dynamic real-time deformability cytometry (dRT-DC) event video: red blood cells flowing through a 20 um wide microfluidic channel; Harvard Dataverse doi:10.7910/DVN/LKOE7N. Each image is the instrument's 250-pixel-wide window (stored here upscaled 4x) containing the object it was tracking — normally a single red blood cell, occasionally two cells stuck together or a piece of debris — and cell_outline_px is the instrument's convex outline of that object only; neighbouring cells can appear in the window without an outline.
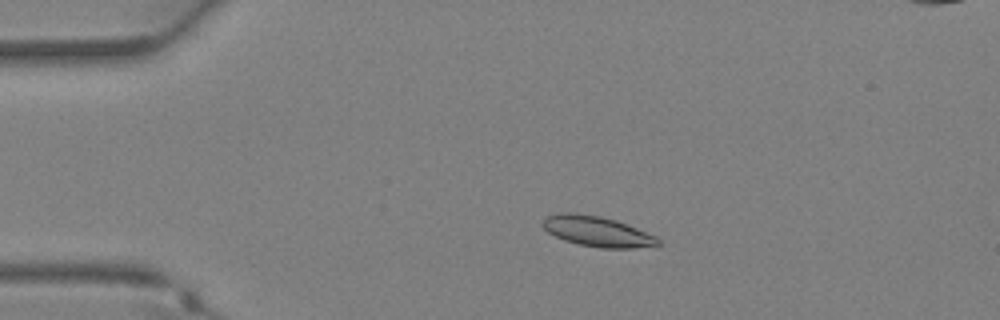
{"species": "Egyptian fruit bat (a non-hibernating species)", "species_latin": "Rousettus aegyptiacus", "temperature_condition": "warm", "stored_images_in_passage": 10, "camera_frame_rate_fps": 3000, "um_per_image_px": 0.085, "animal": {"sex": "female"}, "frame": {"image": 1, "passage_image": 1, "time_ms": 0.0, "image_size_px": [1000, 320], "cell_outline_px": [[660, 244], [656, 248], [600, 248], [580, 244], [564, 240], [548, 232], [540, 224], [548, 216], [560, 212], [572, 212], [600, 216], [616, 220], [656, 236], [660, 240]], "centroid_in_image_um": [50.81, 19.68], "position_along_channel_um": 34.2, "area_um2": 20.52}}
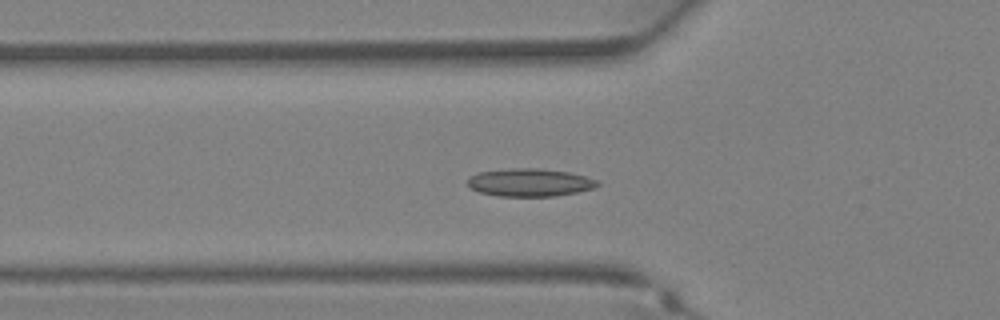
{"frame": {"image": 2, "passage_image": 6, "time_ms": 1.667, "image_size_px": [1000, 320], "cell_outline_px": [[600, 184], [592, 188], [576, 192], [556, 196], [500, 196], [480, 192], [468, 188], [468, 176], [476, 172], [508, 168], [540, 168], [572, 172], [588, 176], [596, 180]], "centroid_in_image_um": [45.0, 15.49], "position_along_channel_um": 80.8, "area_um2": 21.39}}
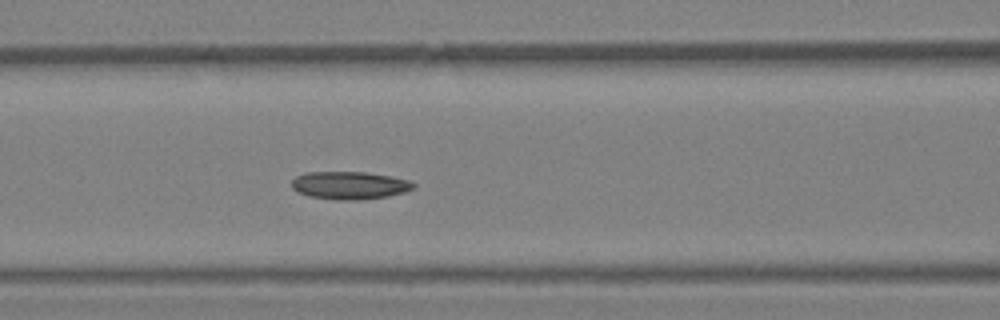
{"frame": {"image": 3, "passage_image": 9, "time_ms": 2.667, "image_size_px": [1000, 320], "cell_outline_px": [[416, 184], [412, 188], [404, 192], [388, 196], [356, 200], [336, 200], [308, 196], [296, 192], [292, 188], [292, 180], [296, 176], [304, 172], [364, 172], [392, 176], [408, 180]], "centroid_in_image_um": [29.67, 15.75], "position_along_channel_um": 136.9, "area_um2": 19.77}}